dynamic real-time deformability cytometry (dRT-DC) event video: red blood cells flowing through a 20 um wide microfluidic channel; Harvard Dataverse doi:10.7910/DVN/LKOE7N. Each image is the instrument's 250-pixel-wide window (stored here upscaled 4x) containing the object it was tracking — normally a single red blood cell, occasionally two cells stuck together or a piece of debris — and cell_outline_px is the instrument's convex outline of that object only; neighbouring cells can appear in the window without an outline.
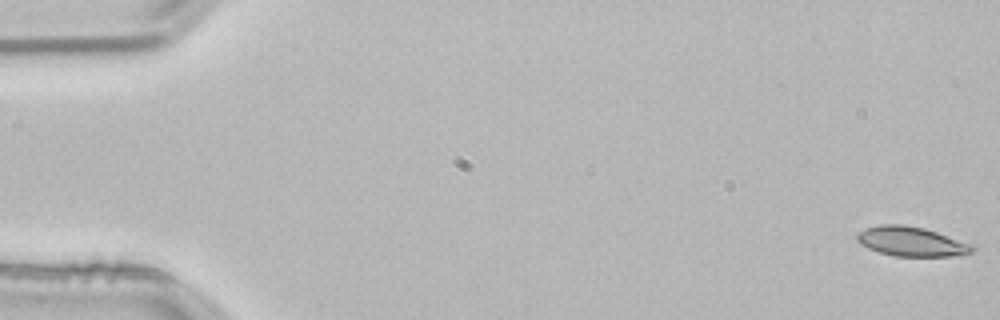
{"species": "common noctule bat (a hibernating species)", "species_latin": "Nyctalus noctula", "temperature_condition": "room temperature", "stored_images_in_passage": 54, "camera_frame_rate_fps": 3000, "um_per_image_px": 0.085, "animal": {"sex": "male", "body_mass_g": 21.5, "forearm_length_mm": 52.0}, "frame": {"image": 1, "passage_image": 1, "time_ms": 0.0, "image_size_px": [1000, 320], "cell_outline_px": [[976, 248], [972, 252], [964, 256], [896, 256], [880, 252], [868, 248], [860, 244], [856, 240], [856, 236], [860, 232], [868, 228], [880, 224], [904, 224], [924, 228], [972, 244]], "centroid_in_image_um": [77.5, 20.54], "position_along_channel_um": 7.5, "area_um2": 19.83}}
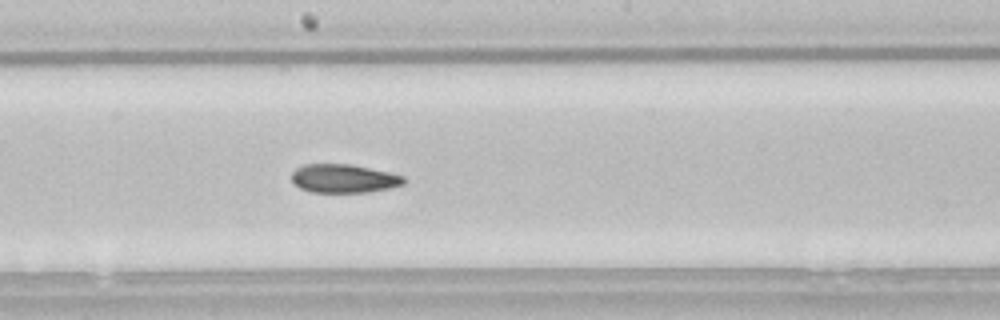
{"frame": {"image": 2, "passage_image": 29, "time_ms": 9.333, "image_size_px": [1000, 320], "cell_outline_px": [[408, 180], [404, 184], [388, 188], [368, 192], [312, 192], [300, 188], [292, 180], [292, 172], [296, 168], [304, 164], [352, 164], [388, 172], [404, 176]], "centroid_in_image_um": [29.24, 15.17], "position_along_channel_um": 219.0, "area_um2": 18.67}}
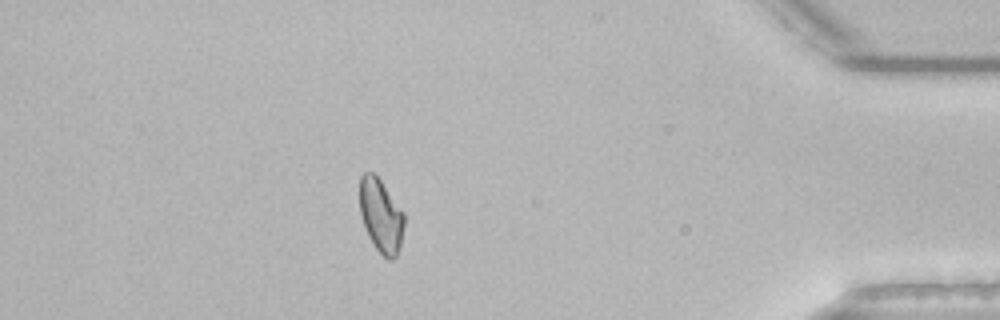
{"frame": {"image": 3, "passage_image": 47, "time_ms": 15.333, "image_size_px": [1000, 320], "cell_outline_px": [[404, 224], [400, 244], [396, 256], [392, 260], [388, 260], [376, 248], [368, 236], [360, 212], [360, 176], [364, 172], [372, 172], [380, 180], [404, 212]], "centroid_in_image_um": [32.38, 18.32], "position_along_channel_um": 402.8, "area_um2": 18.79}, "authors_computed_cell_mechanics": {"area_um2": 19.4208, "velocity_mm_per_s": 3.8278, "shape_relaxation_time_tau1_ms": null, "shape_relaxation_time_tau2_ms": 6.2926, "deformation_change_tau1": null, "deformation_change_tau2": 0.1005}}